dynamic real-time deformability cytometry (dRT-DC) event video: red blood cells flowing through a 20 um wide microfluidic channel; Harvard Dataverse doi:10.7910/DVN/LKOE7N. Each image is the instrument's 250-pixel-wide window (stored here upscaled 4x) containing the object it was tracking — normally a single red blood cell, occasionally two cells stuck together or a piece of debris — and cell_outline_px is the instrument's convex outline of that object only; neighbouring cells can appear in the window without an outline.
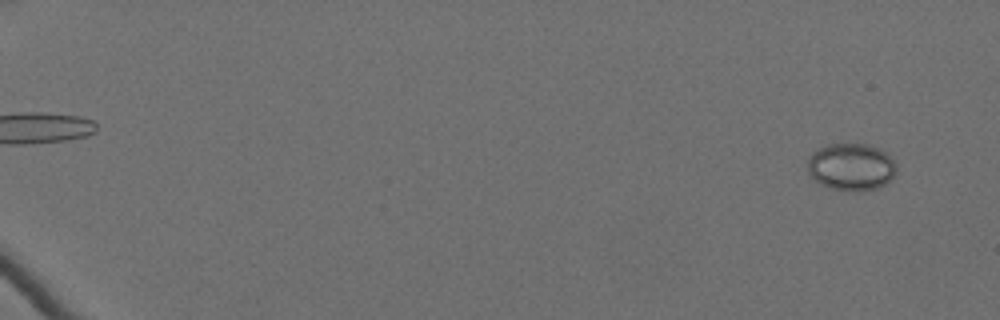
{"species": "Egyptian fruit bat (a non-hibernating species)", "species_latin": "Rousettus aegyptiacus", "temperature_condition": "cold", "stored_images_in_passage": 60, "camera_frame_rate_fps": 3000, "um_per_image_px": 0.085, "animal": {"sex": "female"}, "frame": {"image": 1, "passage_image": 2, "time_ms": 0.333, "image_size_px": [1000, 320], "cell_outline_px": [[896, 172], [884, 184], [876, 188], [860, 192], [832, 188], [820, 184], [808, 172], [808, 156], [812, 152], [828, 144], [868, 144], [880, 148], [896, 164]], "centroid_in_image_um": [72.33, 14.18], "position_along_channel_um": 12.7, "area_um2": 24.28}}
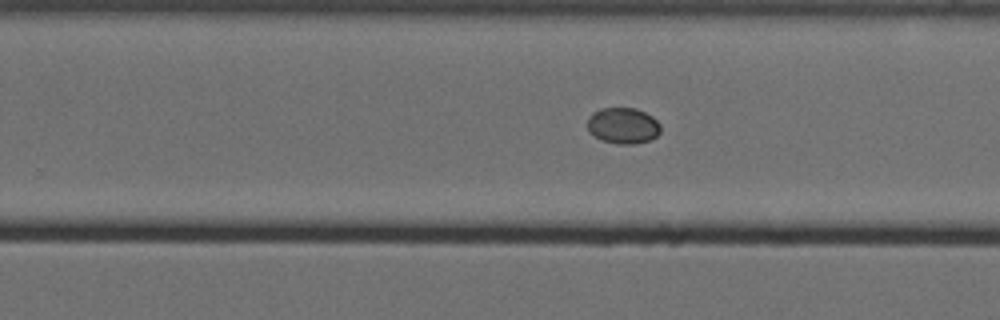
{"frame": {"image": 2, "passage_image": 41, "time_ms": 13.333, "image_size_px": [1000, 320], "cell_outline_px": [[660, 132], [652, 140], [636, 144], [620, 144], [600, 140], [588, 132], [588, 116], [592, 112], [600, 108], [636, 108], [652, 116], [660, 124]], "centroid_in_image_um": [52.94, 10.68], "position_along_channel_um": 276.9, "area_um2": 15.61}}
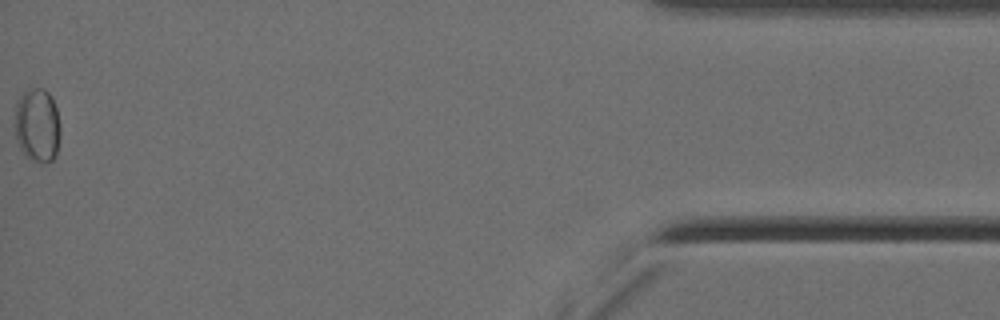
{"frame": {"image": 3, "passage_image": 60, "time_ms": 19.667, "image_size_px": [1000, 320], "cell_outline_px": [[60, 136], [56, 156], [52, 160], [32, 160], [20, 148], [16, 140], [16, 100], [28, 88], [44, 88], [52, 96], [56, 108], [60, 124]], "centroid_in_image_um": [3.19, 10.59], "position_along_channel_um": 432.0, "area_um2": 19.48}}